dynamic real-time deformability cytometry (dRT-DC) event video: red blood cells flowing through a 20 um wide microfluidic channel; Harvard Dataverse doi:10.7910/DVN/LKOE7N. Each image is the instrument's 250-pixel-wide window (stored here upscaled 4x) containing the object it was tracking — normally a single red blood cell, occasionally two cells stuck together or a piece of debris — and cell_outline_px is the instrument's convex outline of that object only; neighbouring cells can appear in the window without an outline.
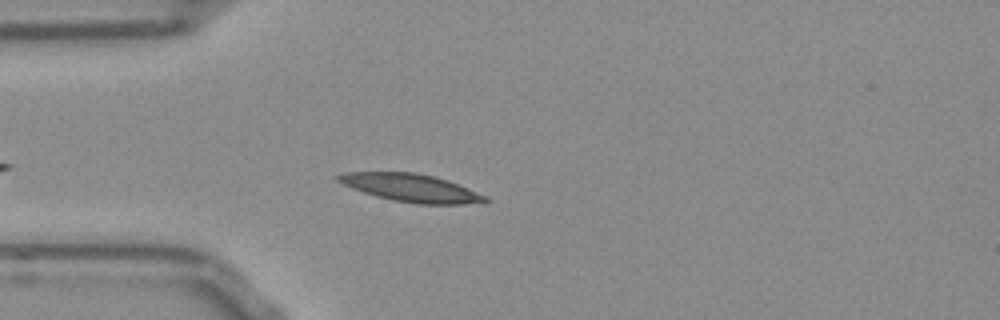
{"species": "Egyptian fruit bat (a non-hibernating species)", "species_latin": "Rousettus aegyptiacus", "temperature_condition": "room temperature", "stored_images_in_passage": 40, "camera_frame_rate_fps": 3000, "um_per_image_px": 0.085, "frame": {"image": 1, "passage_image": 6, "time_ms": 1.667, "image_size_px": [1000, 320], "cell_outline_px": [[492, 200], [488, 204], [416, 204], [392, 200], [376, 196], [352, 188], [336, 180], [332, 176], [344, 172], [412, 172], [432, 176], [448, 180], [488, 196]], "centroid_in_image_um": [35.0, 15.98], "position_along_channel_um": 50.0, "area_um2": 24.22}}
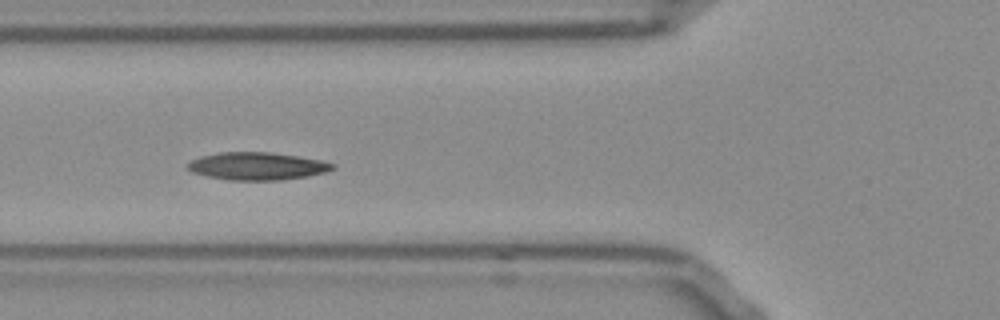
{"frame": {"image": 2, "passage_image": 11, "time_ms": 3.333, "image_size_px": [1000, 320], "cell_outline_px": [[336, 168], [324, 172], [308, 176], [280, 180], [228, 180], [208, 176], [192, 172], [184, 168], [192, 160], [200, 156], [220, 152], [272, 152], [320, 160], [336, 164]], "centroid_in_image_um": [21.84, 14.12], "position_along_channel_um": 104.0, "area_um2": 23.35}}
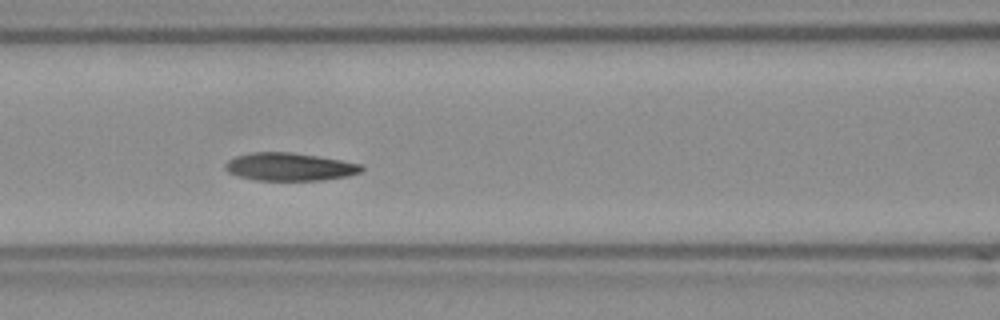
{"frame": {"image": 3, "passage_image": 14, "time_ms": 4.333, "image_size_px": [1000, 320], "cell_outline_px": [[364, 168], [360, 172], [348, 176], [324, 180], [252, 180], [236, 176], [228, 172], [224, 168], [224, 164], [228, 160], [236, 156], [252, 152], [288, 152], [316, 156], [364, 164]], "centroid_in_image_um": [24.59, 14.18], "position_along_channel_um": 142.0, "area_um2": 22.25}, "authors_computed_cell_mechanics": {"area_um2": 22.4553, "velocity_mm_per_s": 3.7554, "shape_relaxation_time_tau1_ms": 5.5964, "shape_relaxation_time_tau2_ms": 2.8431, "deformation_change_tau1": 0.1371, "deformation_change_tau2": 0.0861}}